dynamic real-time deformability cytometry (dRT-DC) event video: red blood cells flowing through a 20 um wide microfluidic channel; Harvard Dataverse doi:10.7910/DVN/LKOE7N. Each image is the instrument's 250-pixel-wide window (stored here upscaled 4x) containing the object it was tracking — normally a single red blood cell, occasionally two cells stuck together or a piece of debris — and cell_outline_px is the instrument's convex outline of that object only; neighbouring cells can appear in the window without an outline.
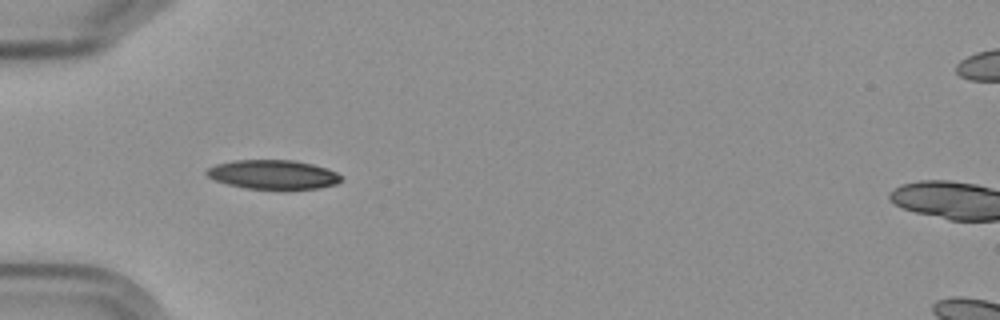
{"species": "Egyptian fruit bat (a non-hibernating species)", "species_latin": "Rousettus aegyptiacus", "temperature_condition": "cold", "stored_images_in_passage": 6, "camera_frame_rate_fps": 3000, "um_per_image_px": 0.085, "frame": {"image": 1, "passage_image": 6, "time_ms": 6.0, "image_size_px": [1000, 320], "cell_outline_px": [[344, 180], [336, 184], [320, 188], [244, 188], [228, 184], [216, 180], [208, 176], [204, 172], [208, 168], [216, 164], [232, 160], [296, 160], [328, 168], [344, 176]], "centroid_in_image_um": [23.25, 14.82], "position_along_channel_um": 61.7, "area_um2": 22.83}}